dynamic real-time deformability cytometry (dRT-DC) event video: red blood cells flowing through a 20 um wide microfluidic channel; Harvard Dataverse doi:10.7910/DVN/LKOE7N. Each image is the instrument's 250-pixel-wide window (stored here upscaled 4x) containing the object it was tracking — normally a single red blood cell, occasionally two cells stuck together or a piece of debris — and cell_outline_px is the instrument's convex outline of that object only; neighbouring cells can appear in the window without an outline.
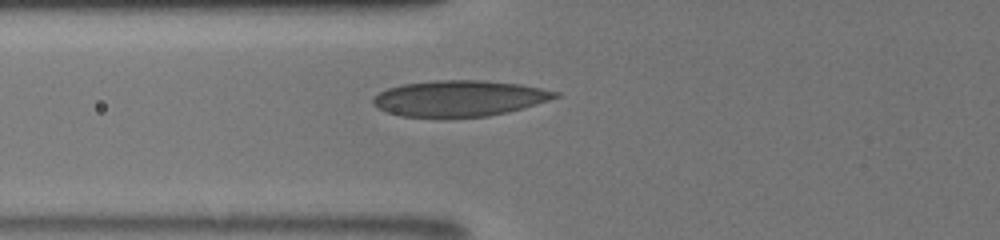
{"species": "human", "species_latin": "Homo sapiens", "temperature_condition": "room temperature", "stored_images_in_passage": 33, "camera_frame_rate_fps": 3000, "um_per_image_px": 0.085, "donor": {"sex": "male"}, "frame": {"image": 1, "passage_image": 2, "time_ms": 0.333, "image_size_px": [1000, 240], "cell_outline_px": [[560, 96], [524, 108], [508, 112], [488, 116], [444, 120], [400, 116], [388, 112], [372, 104], [372, 100], [380, 92], [388, 88], [400, 84], [432, 80], [484, 80], [520, 84], [560, 92]], "centroid_in_image_um": [39.02, 8.39], "position_along_channel_um": 86.8, "area_um2": 39.13}}
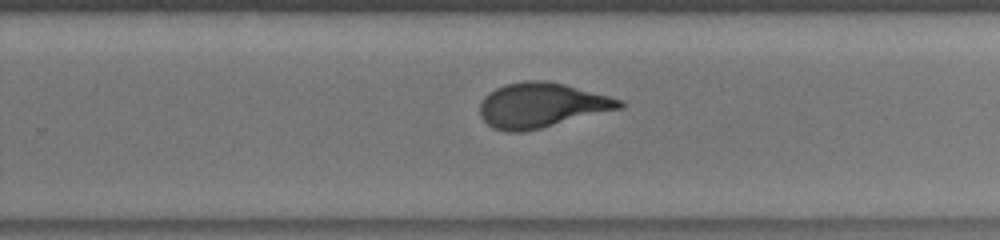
{"frame": {"image": 2, "passage_image": 17, "time_ms": 5.333, "image_size_px": [1000, 240], "cell_outline_px": [[624, 108], [540, 128], [520, 132], [508, 132], [492, 128], [480, 116], [480, 104], [484, 96], [488, 92], [504, 84], [524, 80], [548, 80], [564, 84], [624, 100]], "centroid_in_image_um": [46.02, 8.93], "position_along_channel_um": 283.8, "area_um2": 36.59}}
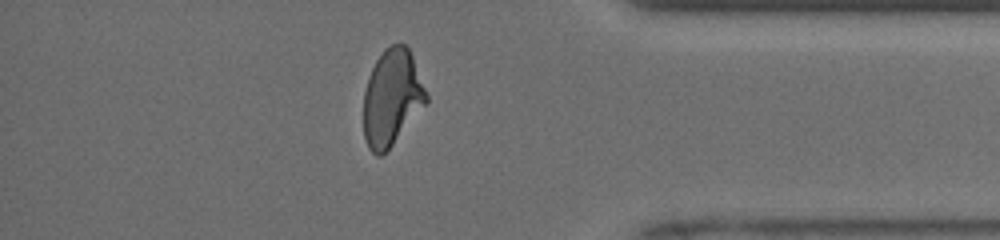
{"frame": {"image": 3, "passage_image": 27, "time_ms": 8.667, "image_size_px": [1000, 240], "cell_outline_px": [[428, 100], [392, 144], [380, 156], [376, 156], [368, 148], [364, 136], [364, 92], [368, 76], [376, 60], [384, 48], [392, 44], [404, 44], [408, 48], [412, 56], [428, 96]], "centroid_in_image_um": [33.28, 8.28], "position_along_channel_um": 401.9, "area_um2": 34.56}, "authors_computed_cell_mechanics": {"area_um2": 36.414, "velocity_mm_per_s": 3.9473, "shape_relaxation_time_tau1_ms": 3.5669, "shape_relaxation_time_tau2_ms": null, "deformation_change_tau1": 0.1634, "deformation_change_tau2": null}}